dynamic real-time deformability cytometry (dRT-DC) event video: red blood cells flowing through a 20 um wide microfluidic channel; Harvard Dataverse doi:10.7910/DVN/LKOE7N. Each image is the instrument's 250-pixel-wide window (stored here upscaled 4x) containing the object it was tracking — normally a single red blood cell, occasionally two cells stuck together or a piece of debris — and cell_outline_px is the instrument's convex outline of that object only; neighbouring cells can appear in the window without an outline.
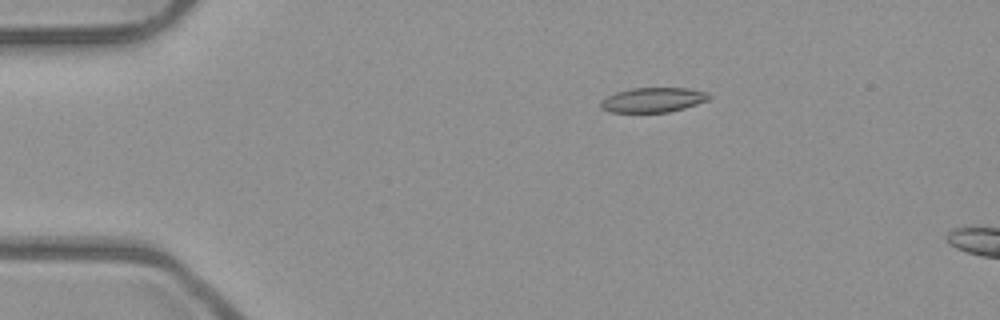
{"species": "common noctule bat (a hibernating species)", "species_latin": "Nyctalus noctula", "temperature_condition": "room temperature", "stored_images_in_passage": 7, "camera_frame_rate_fps": 3000, "um_per_image_px": 0.085, "animal": {"sex": "male", "body_mass_g": 23.1, "forearm_length_mm": 52.7}, "frame": {"image": 1, "passage_image": 3, "time_ms": 0.667, "image_size_px": [1000, 320], "cell_outline_px": [[712, 96], [708, 100], [684, 108], [668, 112], [608, 112], [600, 108], [600, 100], [616, 92], [632, 88], [688, 88], [708, 92]], "centroid_in_image_um": [55.5, 8.49], "position_along_channel_um": 29.5, "area_um2": 15.66}}
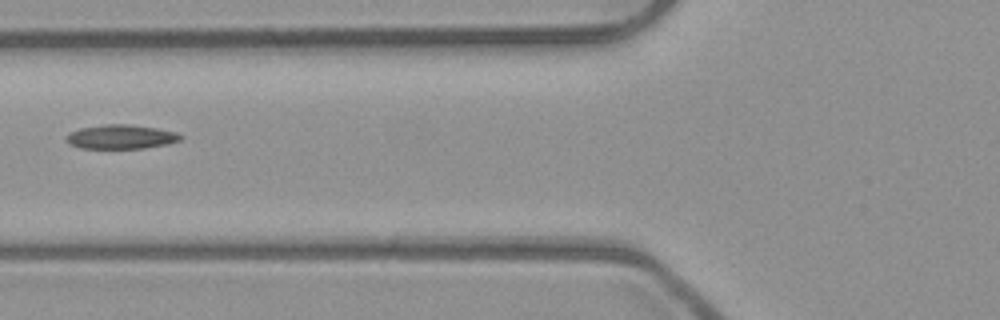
{"frame": {"image": 2, "passage_image": 6, "time_ms": 1.667, "image_size_px": [1000, 320], "cell_outline_px": [[184, 136], [180, 140], [168, 144], [144, 148], [80, 148], [72, 144], [64, 136], [68, 132], [80, 128], [104, 124], [128, 124], [156, 128], [176, 132]], "centroid_in_image_um": [10.29, 11.62], "position_along_channel_um": 115.5, "area_um2": 16.07}}
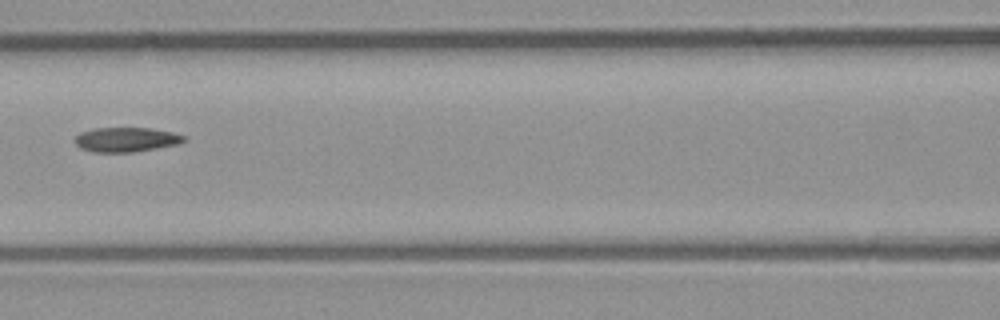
{"frame": {"image": 3, "passage_image": 7, "time_ms": 2.0, "image_size_px": [1000, 320], "cell_outline_px": [[184, 140], [180, 144], [132, 152], [92, 152], [80, 148], [72, 140], [80, 132], [92, 128], [152, 128], [172, 132], [184, 136]], "centroid_in_image_um": [10.67, 11.86], "position_along_channel_um": 155.9, "area_um2": 15.66}}